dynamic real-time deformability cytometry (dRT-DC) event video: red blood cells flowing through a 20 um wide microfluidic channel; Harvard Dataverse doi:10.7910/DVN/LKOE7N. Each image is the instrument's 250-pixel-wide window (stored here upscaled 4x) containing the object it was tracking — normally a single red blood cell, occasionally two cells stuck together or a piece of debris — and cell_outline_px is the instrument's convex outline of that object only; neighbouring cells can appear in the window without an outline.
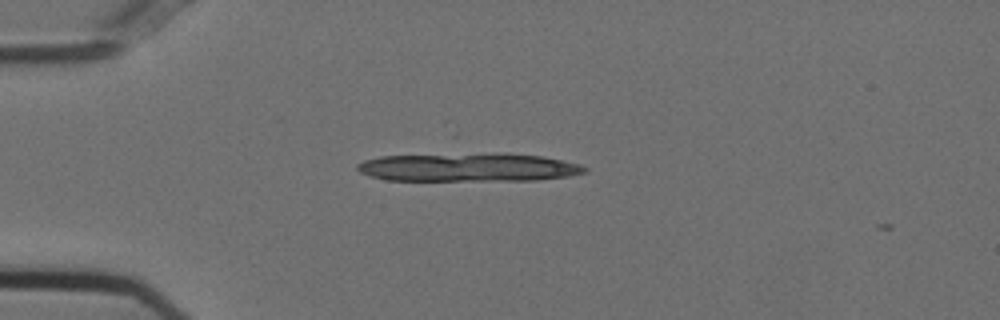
{"species": "Egyptian fruit bat (a non-hibernating species)", "species_latin": "Rousettus aegyptiacus", "temperature_condition": "cold", "stored_images_in_passage": 2, "camera_frame_rate_fps": 3000, "um_per_image_px": 0.085, "animal": {"sex": "female"}, "frame": {"image": 1, "passage_image": 1, "time_ms": 0.0, "image_size_px": [1000, 320], "cell_outline_px": [[588, 172], [568, 176], [536, 180], [384, 180], [368, 176], [360, 172], [356, 168], [356, 164], [364, 160], [380, 156], [540, 156], [580, 164], [588, 168]], "centroid_in_image_um": [39.76, 14.28], "position_along_channel_um": 45.2, "area_um2": 35.72}}